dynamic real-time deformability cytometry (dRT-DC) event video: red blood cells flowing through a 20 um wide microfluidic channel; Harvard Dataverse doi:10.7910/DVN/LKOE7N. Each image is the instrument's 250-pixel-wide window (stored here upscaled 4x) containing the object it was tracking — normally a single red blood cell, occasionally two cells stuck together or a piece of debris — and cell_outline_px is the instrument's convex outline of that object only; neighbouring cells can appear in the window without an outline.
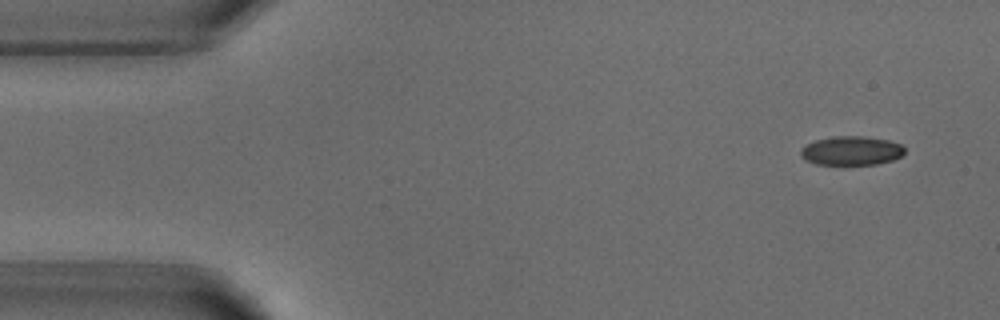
{"species": "common noctule bat (a hibernating species)", "species_latin": "Nyctalus noctula", "temperature_condition": "warm", "stored_images_in_passage": 4, "camera_frame_rate_fps": 3000, "um_per_image_px": 0.085, "animal": {"sex": "male", "body_mass_g": 18.8}, "frame": {"image": 1, "passage_image": 1, "time_ms": 0.0, "image_size_px": [1000, 320], "cell_outline_px": [[904, 152], [900, 156], [892, 160], [876, 164], [816, 164], [800, 156], [800, 148], [816, 140], [832, 136], [860, 136], [888, 140], [900, 144], [904, 148]], "centroid_in_image_um": [72.35, 12.8], "position_along_channel_um": 12.7, "area_um2": 17.34}}
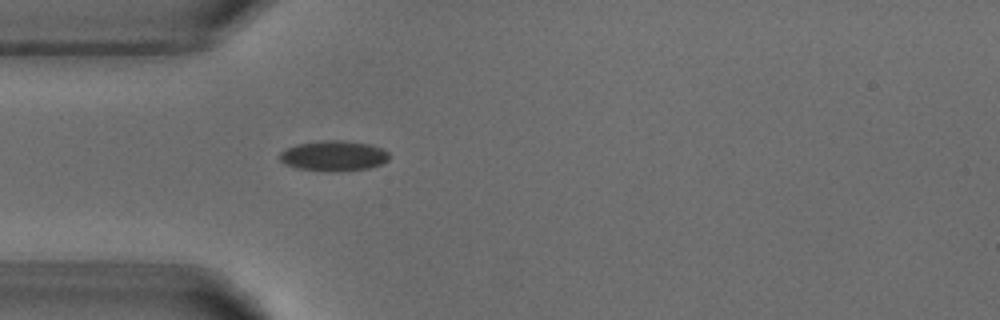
{"frame": {"image": 2, "passage_image": 4, "time_ms": 3.667, "image_size_px": [1000, 320], "cell_outline_px": [[388, 160], [380, 164], [368, 168], [340, 172], [328, 172], [296, 168], [284, 164], [276, 156], [280, 152], [296, 144], [324, 140], [344, 140], [372, 144], [388, 152]], "centroid_in_image_um": [28.32, 13.25], "position_along_channel_um": 56.7, "area_um2": 19.65}}